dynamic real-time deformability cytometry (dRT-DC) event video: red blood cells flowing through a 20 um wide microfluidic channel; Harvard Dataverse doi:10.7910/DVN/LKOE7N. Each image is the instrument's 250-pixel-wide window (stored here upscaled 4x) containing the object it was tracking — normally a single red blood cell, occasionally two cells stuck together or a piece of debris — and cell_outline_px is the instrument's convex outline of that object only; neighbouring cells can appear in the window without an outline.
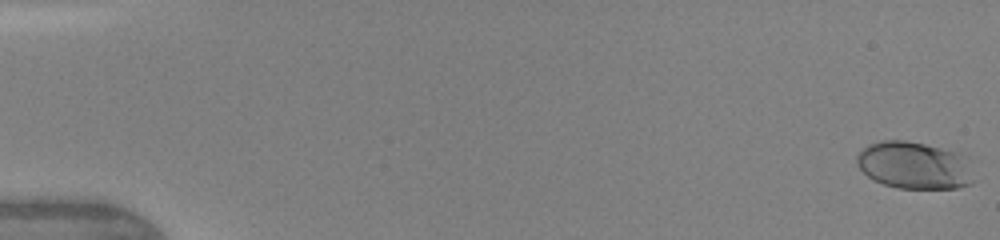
{"species": "human", "species_latin": "Homo sapiens", "temperature_condition": "warm", "stored_images_in_passage": 7, "camera_frame_rate_fps": 3000, "um_per_image_px": 0.085, "donor": {"sex": "female"}, "frame": {"image": 1, "passage_image": 1, "time_ms": 0.0, "image_size_px": [1000, 240], "cell_outline_px": [[972, 184], [956, 188], [900, 188], [884, 184], [868, 176], [856, 164], [856, 156], [868, 144], [880, 140], [904, 140], [924, 144], [956, 152], [964, 156], [972, 180]], "centroid_in_image_um": [77.65, 14.05], "position_along_channel_um": 7.3, "area_um2": 31.67}}
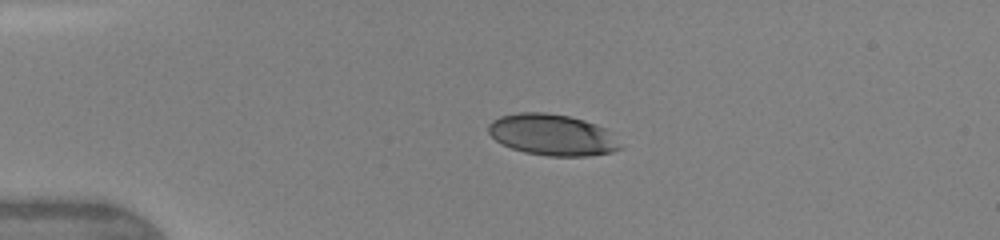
{"frame": {"image": 2, "passage_image": 5, "time_ms": 3.667, "image_size_px": [1000, 240], "cell_outline_px": [[624, 148], [612, 152], [588, 156], [548, 156], [524, 152], [512, 148], [496, 140], [488, 132], [488, 124], [492, 120], [500, 116], [520, 112], [544, 112], [568, 116], [584, 120], [596, 124], [604, 128], [624, 144]], "centroid_in_image_um": [46.98, 11.46], "position_along_channel_um": 38.0, "area_um2": 31.85}}